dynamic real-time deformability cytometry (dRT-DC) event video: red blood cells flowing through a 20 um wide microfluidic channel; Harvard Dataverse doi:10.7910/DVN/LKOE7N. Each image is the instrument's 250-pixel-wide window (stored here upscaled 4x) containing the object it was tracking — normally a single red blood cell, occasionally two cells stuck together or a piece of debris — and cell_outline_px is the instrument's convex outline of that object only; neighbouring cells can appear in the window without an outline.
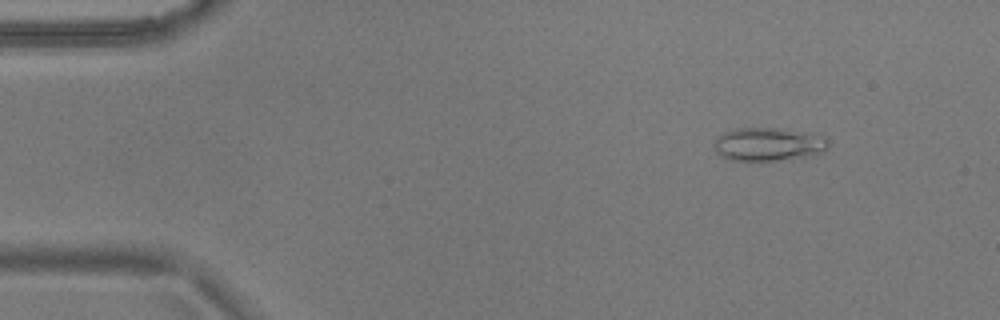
{"species": "common noctule bat (a hibernating species)", "species_latin": "Nyctalus noctula", "temperature_condition": "warm", "stored_images_in_passage": 55, "camera_frame_rate_fps": 3000, "um_per_image_px": 0.085, "animal": {"sex": "male", "body_mass_g": 17.9}, "frame": {"image": 1, "passage_image": 7, "time_ms": 2.0, "image_size_px": [1000, 320], "cell_outline_px": [[828, 148], [820, 152], [808, 156], [788, 160], [728, 160], [720, 156], [716, 152], [712, 144], [716, 136], [724, 132], [736, 128], [776, 128], [808, 132], [828, 136]], "centroid_in_image_um": [65.3, 12.25], "position_along_channel_um": 19.7, "area_um2": 22.6}}
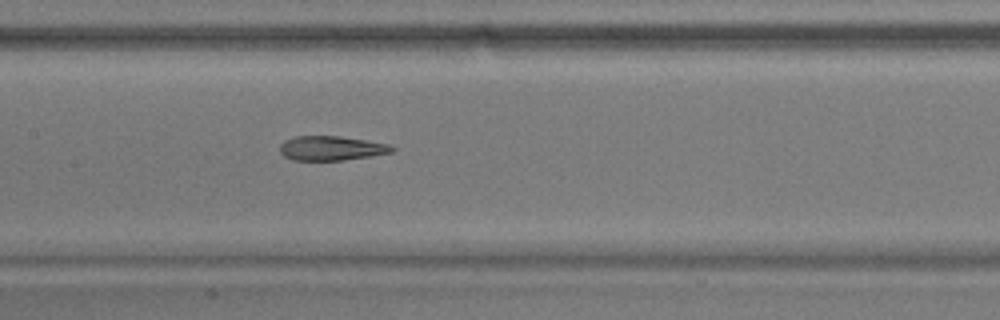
{"frame": {"image": 2, "passage_image": 27, "time_ms": 8.667, "image_size_px": [1000, 320], "cell_outline_px": [[396, 148], [392, 152], [372, 156], [344, 160], [292, 160], [284, 156], [280, 152], [280, 144], [284, 140], [296, 136], [340, 136], [368, 140], [388, 144]], "centroid_in_image_um": [28.17, 12.59], "position_along_channel_um": 179.2, "area_um2": 16.07}}
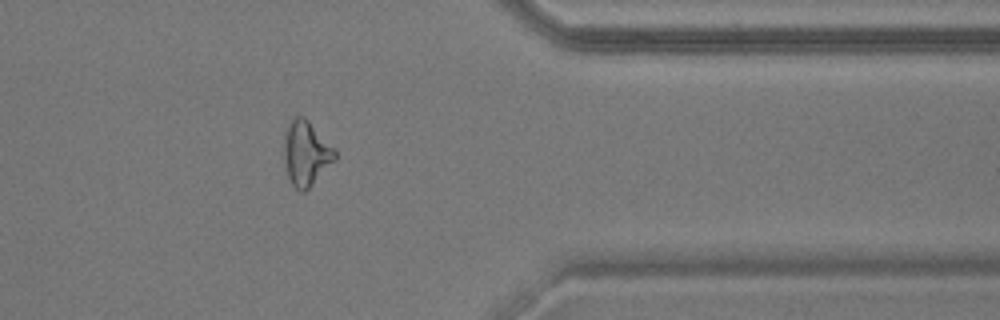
{"frame": {"image": 3, "passage_image": 45, "time_ms": 14.667, "image_size_px": [1000, 320], "cell_outline_px": [[336, 160], [304, 192], [300, 192], [292, 184], [284, 168], [284, 128], [292, 116], [304, 116], [308, 120], [336, 152]], "centroid_in_image_um": [25.96, 13.01], "position_along_channel_um": 385.4, "area_um2": 19.25}, "authors_computed_cell_mechanics": {"area_um2": 19.074, "velocity_mm_per_s": 3.6788, "shape_relaxation_time_tau1_ms": null, "shape_relaxation_time_tau2_ms": 2.8455, "deformation_change_tau1": null, "deformation_change_tau2": 0.1048}}